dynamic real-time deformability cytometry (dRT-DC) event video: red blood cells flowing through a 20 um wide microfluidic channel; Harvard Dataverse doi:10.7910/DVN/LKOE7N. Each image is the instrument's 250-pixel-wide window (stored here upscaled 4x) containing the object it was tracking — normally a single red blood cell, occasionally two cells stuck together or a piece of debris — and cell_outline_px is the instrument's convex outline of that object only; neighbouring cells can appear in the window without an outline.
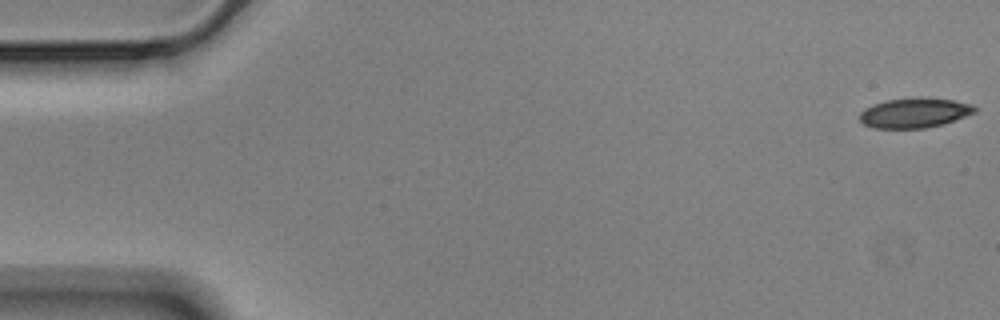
{"species": "Egyptian fruit bat (a non-hibernating species)", "species_latin": "Rousettus aegyptiacus", "temperature_condition": "cold", "stored_images_in_passage": 56, "camera_frame_rate_fps": 3000, "um_per_image_px": 0.085, "animal": {"sex": "male"}, "frame": {"image": 1, "passage_image": 1, "time_ms": 0.0, "image_size_px": [1000, 320], "cell_outline_px": [[976, 112], [944, 124], [924, 128], [876, 128], [864, 124], [860, 120], [860, 112], [864, 108], [872, 104], [888, 100], [952, 100], [972, 104], [976, 108]], "centroid_in_image_um": [77.71, 9.64], "position_along_channel_um": 7.3, "area_um2": 19.19}}
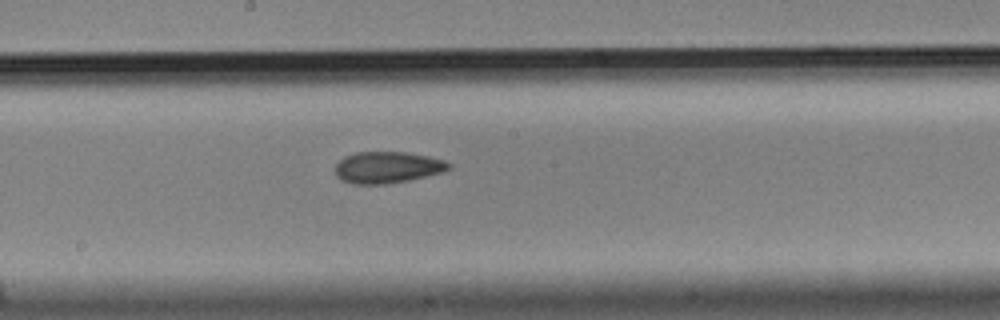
{"frame": {"image": 2, "passage_image": 30, "time_ms": 9.667, "image_size_px": [1000, 320], "cell_outline_px": [[452, 168], [444, 172], [408, 180], [388, 184], [352, 184], [340, 180], [336, 176], [336, 164], [344, 156], [356, 152], [404, 152], [428, 156], [444, 160], [452, 164]], "centroid_in_image_um": [32.94, 14.23], "position_along_channel_um": 215.3, "area_um2": 21.04}}
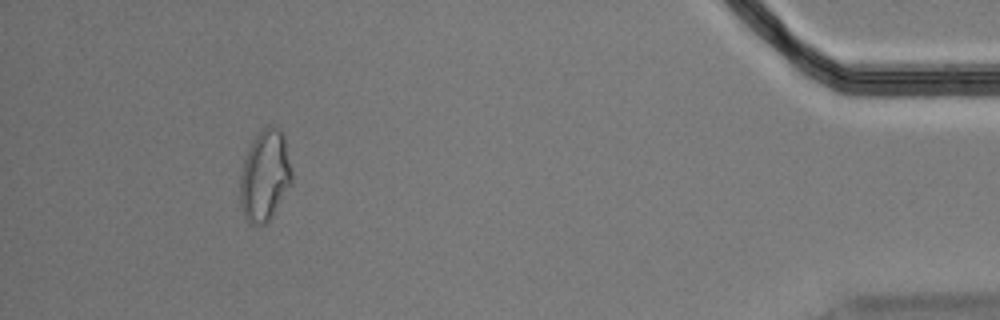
{"frame": {"image": 3, "passage_image": 52, "time_ms": 17.0, "image_size_px": [1000, 320], "cell_outline_px": [[292, 184], [272, 216], [264, 224], [252, 224], [244, 216], [240, 204], [240, 172], [248, 148], [252, 140], [268, 124], [272, 124], [280, 128], [284, 136], [292, 168]], "centroid_in_image_um": [22.53, 14.9], "position_along_channel_um": 412.7, "area_um2": 27.69}, "authors_computed_cell_mechanics": {"area_um2": 21.0392, "velocity_mm_per_s": 3.5396, "shape_relaxation_time_tau1_ms": null, "shape_relaxation_time_tau2_ms": 5.7425, "deformation_change_tau1": null, "deformation_change_tau2": 0.1173}}